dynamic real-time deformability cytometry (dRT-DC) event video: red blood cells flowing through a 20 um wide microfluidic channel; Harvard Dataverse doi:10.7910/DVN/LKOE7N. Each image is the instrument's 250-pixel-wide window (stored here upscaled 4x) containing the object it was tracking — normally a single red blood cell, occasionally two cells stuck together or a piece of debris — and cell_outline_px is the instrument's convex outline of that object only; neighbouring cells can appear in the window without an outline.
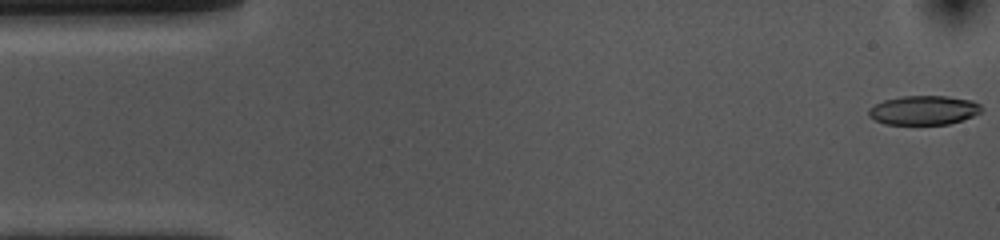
{"species": "common noctule bat (a hibernating species)", "species_latin": "Nyctalus noctula", "temperature_condition": "cold", "stored_images_in_passage": 53, "camera_frame_rate_fps": 3000, "um_per_image_px": 0.085, "animal": {"sex": "female", "body_mass_g": 10.0, "forearm_length_mm": 53.1}, "frame": {"image": 1, "passage_image": 1, "time_ms": 0.0, "image_size_px": [1000, 240], "cell_outline_px": [[984, 108], [980, 112], [972, 116], [948, 124], [884, 124], [868, 116], [868, 108], [884, 100], [900, 96], [948, 96], [972, 100], [980, 104]], "centroid_in_image_um": [78.51, 9.36], "position_along_channel_um": 6.5, "area_um2": 19.19}}
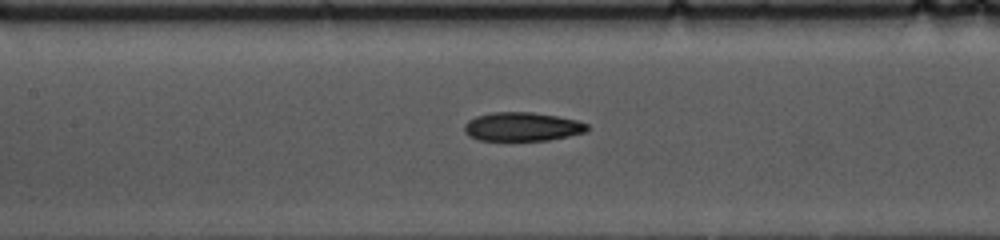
{"frame": {"image": 2, "passage_image": 23, "time_ms": 7.333, "image_size_px": [1000, 240], "cell_outline_px": [[588, 128], [584, 132], [568, 136], [548, 140], [480, 140], [468, 136], [464, 132], [464, 124], [468, 120], [476, 116], [492, 112], [532, 112], [556, 116], [576, 120], [588, 124]], "centroid_in_image_um": [44.34, 10.76], "position_along_channel_um": 163.1, "area_um2": 20.52}}
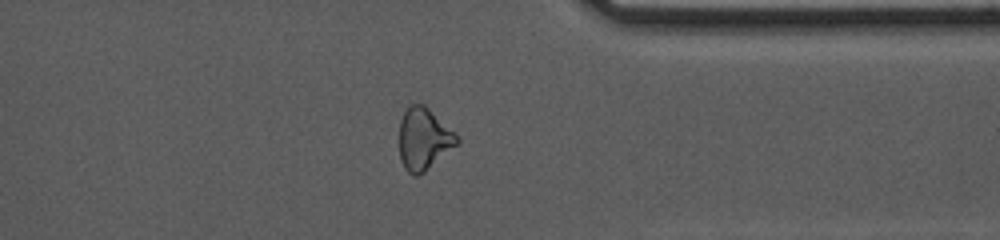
{"frame": {"image": 3, "passage_image": 41, "time_ms": 13.333, "image_size_px": [1000, 240], "cell_outline_px": [[460, 144], [424, 172], [416, 176], [412, 176], [404, 168], [400, 160], [400, 120], [404, 112], [412, 104], [424, 104], [456, 132], [460, 140]], "centroid_in_image_um": [36.06, 11.83], "position_along_channel_um": 375.3, "area_um2": 21.1}, "authors_computed_cell_mechanics": {"area_um2": 21.097, "velocity_mm_per_s": 3.6911, "shape_relaxation_time_tau1_ms": 3.9323, "shape_relaxation_time_tau2_ms": 3.9341, "deformation_change_tau1": 0.149, "deformation_change_tau2": 0.1293}}